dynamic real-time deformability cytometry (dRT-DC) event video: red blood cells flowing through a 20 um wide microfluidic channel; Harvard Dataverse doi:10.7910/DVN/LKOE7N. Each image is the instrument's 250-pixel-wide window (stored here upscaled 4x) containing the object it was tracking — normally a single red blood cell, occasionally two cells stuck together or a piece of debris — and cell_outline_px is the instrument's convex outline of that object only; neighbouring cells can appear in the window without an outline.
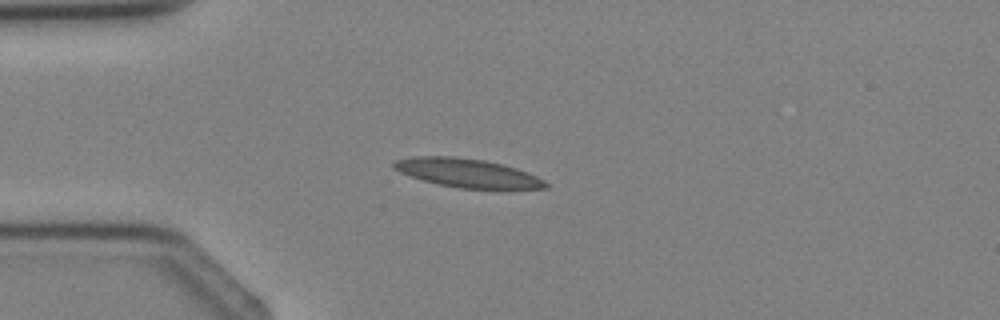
{"species": "Egyptian fruit bat (a non-hibernating species)", "species_latin": "Rousettus aegyptiacus", "temperature_condition": "cold", "stored_images_in_passage": 1, "camera_frame_rate_fps": 3000, "um_per_image_px": 0.085, "animal": {"sex": "female"}, "frame": {"image": 1, "passage_image": 1, "time_ms": 0.0, "image_size_px": [1000, 320], "cell_outline_px": [[548, 188], [460, 188], [440, 184], [424, 180], [400, 172], [392, 168], [392, 164], [396, 160], [412, 156], [452, 156], [484, 160], [504, 164], [528, 172], [544, 180], [548, 184]], "centroid_in_image_um": [39.71, 14.68], "position_along_channel_um": 45.3, "area_um2": 25.09}}